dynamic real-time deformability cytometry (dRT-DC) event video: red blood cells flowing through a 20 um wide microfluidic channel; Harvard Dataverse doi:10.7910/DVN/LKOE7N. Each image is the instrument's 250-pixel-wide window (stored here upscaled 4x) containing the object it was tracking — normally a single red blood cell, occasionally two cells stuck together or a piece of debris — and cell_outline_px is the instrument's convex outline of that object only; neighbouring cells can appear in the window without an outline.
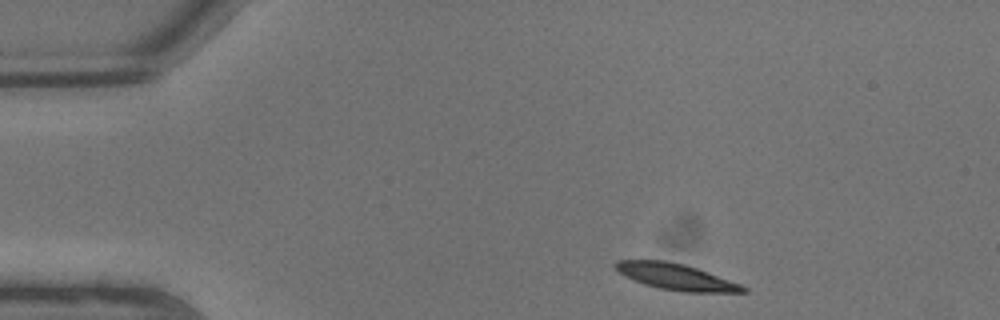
{"species": "common noctule bat (a hibernating species)", "species_latin": "Nyctalus noctula", "temperature_condition": "warm", "stored_images_in_passage": 5, "camera_frame_rate_fps": 3000, "um_per_image_px": 0.085, "animal": {"sex": "male", "body_mass_g": 13.3}, "frame": {"image": 1, "passage_image": 1, "time_ms": 0.0, "image_size_px": [1000, 320], "cell_outline_px": [[748, 292], [684, 292], [660, 288], [644, 284], [624, 276], [612, 264], [616, 260], [664, 260], [684, 264], [708, 272], [740, 284], [748, 288]], "centroid_in_image_um": [57.44, 23.52], "position_along_channel_um": 27.6, "area_um2": 19.36}}
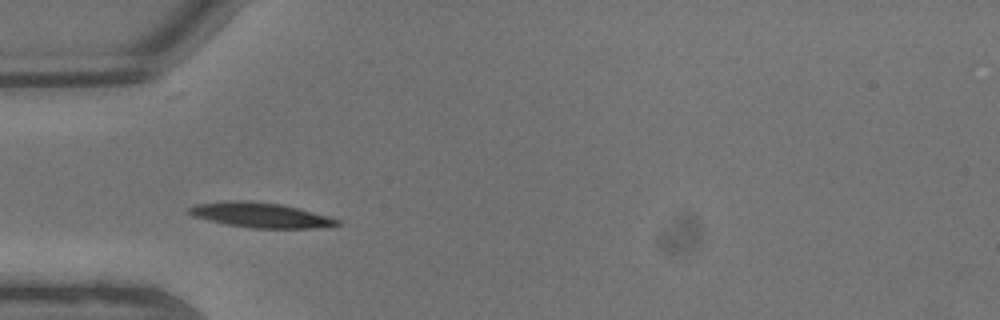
{"frame": {"image": 2, "passage_image": 4, "time_ms": 1.0, "image_size_px": [1000, 320], "cell_outline_px": [[340, 224], [316, 228], [248, 228], [208, 220], [192, 216], [188, 212], [188, 208], [196, 204], [228, 200], [244, 200], [280, 204], [300, 208], [328, 216], [340, 220]], "centroid_in_image_um": [22.13, 18.28], "position_along_channel_um": 62.9, "area_um2": 21.5}}
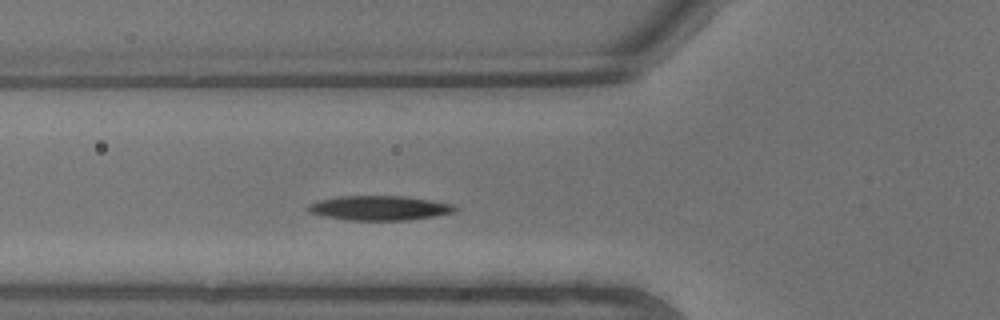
{"frame": {"image": 3, "passage_image": 5, "time_ms": 1.333, "image_size_px": [1000, 320], "cell_outline_px": [[456, 212], [436, 216], [408, 220], [348, 220], [324, 216], [308, 212], [308, 208], [312, 204], [320, 200], [336, 196], [404, 196], [452, 204], [456, 208]], "centroid_in_image_um": [32.27, 17.68], "position_along_channel_um": 93.5, "area_um2": 20.81}}